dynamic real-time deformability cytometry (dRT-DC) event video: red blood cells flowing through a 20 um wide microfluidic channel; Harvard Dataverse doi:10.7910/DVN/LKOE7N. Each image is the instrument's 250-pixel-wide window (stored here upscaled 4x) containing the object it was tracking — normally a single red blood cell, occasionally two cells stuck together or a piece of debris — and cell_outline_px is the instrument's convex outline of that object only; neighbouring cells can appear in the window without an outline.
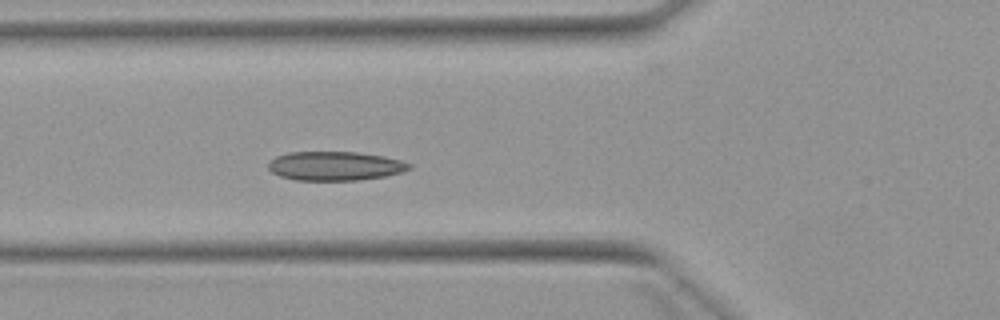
{"species": "Egyptian fruit bat (a non-hibernating species)", "species_latin": "Rousettus aegyptiacus", "temperature_condition": "warm", "stored_images_in_passage": 5, "camera_frame_rate_fps": 3000, "um_per_image_px": 0.085, "animal": {"sex": "female"}, "frame": {"image": 1, "passage_image": 5, "time_ms": 4.667, "image_size_px": [1000, 320], "cell_outline_px": [[412, 168], [400, 172], [384, 176], [356, 180], [296, 180], [280, 176], [272, 172], [268, 168], [268, 164], [276, 156], [288, 152], [356, 152], [384, 156], [400, 160], [412, 164]], "centroid_in_image_um": [28.47, 14.1], "position_along_channel_um": 97.3, "area_um2": 23.7}}